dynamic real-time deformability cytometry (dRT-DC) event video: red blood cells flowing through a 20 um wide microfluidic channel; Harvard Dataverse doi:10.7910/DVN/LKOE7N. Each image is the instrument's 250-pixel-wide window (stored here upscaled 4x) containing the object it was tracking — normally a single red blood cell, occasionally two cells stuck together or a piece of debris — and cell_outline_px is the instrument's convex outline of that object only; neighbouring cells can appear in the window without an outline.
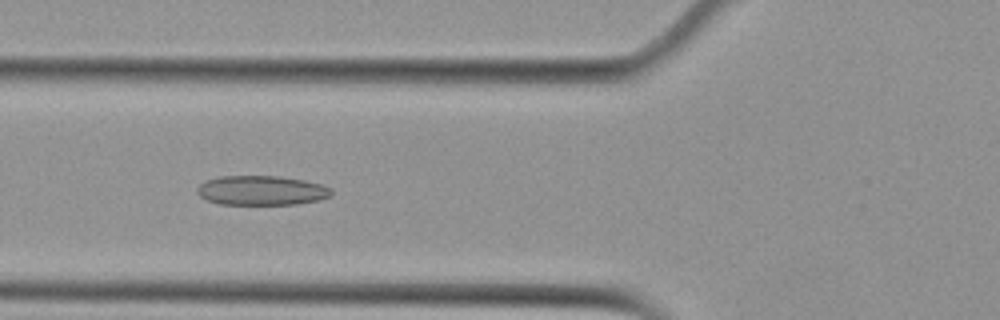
{"species": "Egyptian fruit bat (a non-hibernating species)", "species_latin": "Rousettus aegyptiacus", "temperature_condition": "cold", "stored_images_in_passage": 55, "camera_frame_rate_fps": 3000, "um_per_image_px": 0.085, "animal": {"sex": "female"}, "frame": {"image": 1, "passage_image": 21, "time_ms": 6.667, "image_size_px": [1000, 320], "cell_outline_px": [[332, 192], [328, 196], [316, 200], [296, 204], [220, 204], [208, 200], [200, 196], [196, 192], [196, 188], [200, 184], [208, 180], [220, 176], [280, 176], [304, 180], [320, 184], [328, 188]], "centroid_in_image_um": [22.17, 16.18], "position_along_channel_um": 103.6, "area_um2": 22.77}}
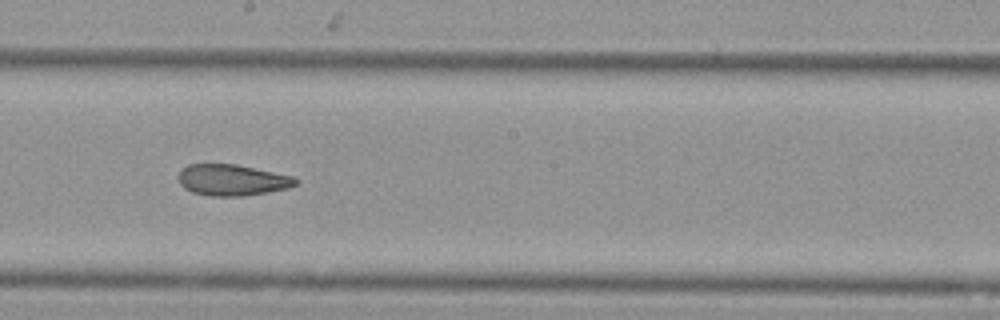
{"frame": {"image": 2, "passage_image": 31, "time_ms": 10.0, "image_size_px": [1000, 320], "cell_outline_px": [[300, 180], [296, 184], [288, 188], [268, 192], [244, 196], [208, 196], [192, 192], [184, 188], [180, 184], [180, 172], [188, 164], [236, 164], [292, 176]], "centroid_in_image_um": [19.75, 15.31], "position_along_channel_um": 228.5, "area_um2": 21.21}}
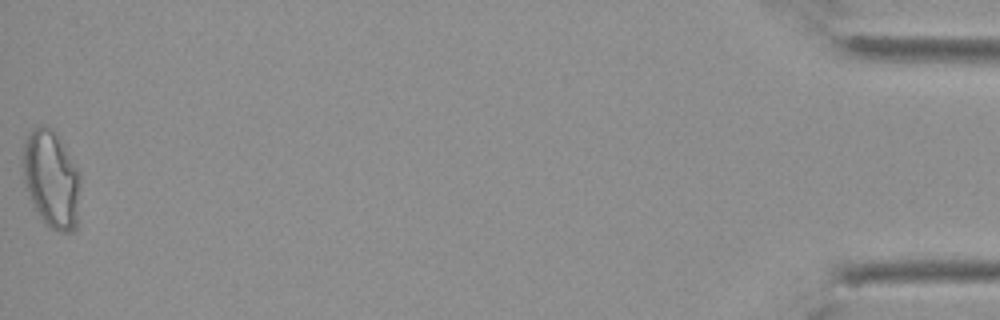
{"frame": {"image": 3, "passage_image": 55, "time_ms": 18.0, "image_size_px": [1000, 320], "cell_outline_px": [[76, 228], [72, 232], [60, 232], [52, 228], [40, 216], [24, 184], [20, 160], [24, 144], [32, 128], [40, 124], [44, 124], [52, 128], [56, 132], [76, 168]], "centroid_in_image_um": [4.27, 15.14], "position_along_channel_um": 430.9, "area_um2": 31.56}, "authors_computed_cell_mechanics": {"area_um2": 22.5998, "velocity_mm_per_s": 3.7527, "shape_relaxation_time_tau1_ms": null, "shape_relaxation_time_tau2_ms": 3.3689, "deformation_change_tau1": null, "deformation_change_tau2": 0.1201}}